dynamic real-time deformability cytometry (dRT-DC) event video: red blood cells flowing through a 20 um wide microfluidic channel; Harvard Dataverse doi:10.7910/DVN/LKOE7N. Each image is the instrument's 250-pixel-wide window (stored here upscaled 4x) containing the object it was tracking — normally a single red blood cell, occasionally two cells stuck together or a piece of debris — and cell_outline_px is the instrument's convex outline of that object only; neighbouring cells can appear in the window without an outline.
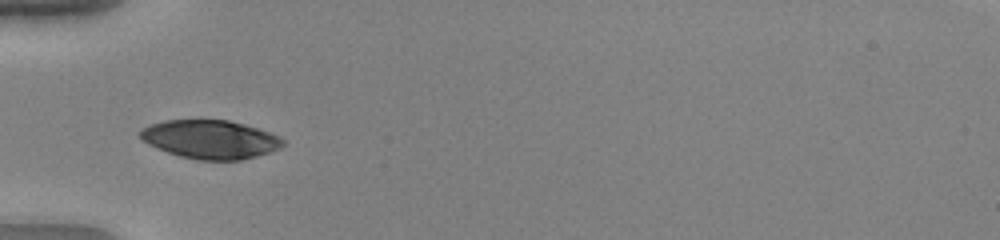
{"species": "human", "species_latin": "Homo sapiens", "temperature_condition": "warm", "stored_images_in_passage": 35, "camera_frame_rate_fps": 3000, "um_per_image_px": 0.085, "donor": {"sex": "female"}, "frame": {"image": 1, "passage_image": 1, "time_ms": 0.0, "image_size_px": [1000, 240], "cell_outline_px": [[284, 144], [280, 148], [256, 156], [240, 160], [196, 160], [180, 156], [156, 148], [148, 144], [140, 136], [140, 132], [144, 128], [152, 124], [164, 120], [228, 120], [244, 124], [280, 136], [284, 140]], "centroid_in_image_um": [17.89, 11.85], "position_along_channel_um": 67.1, "area_um2": 31.85}}
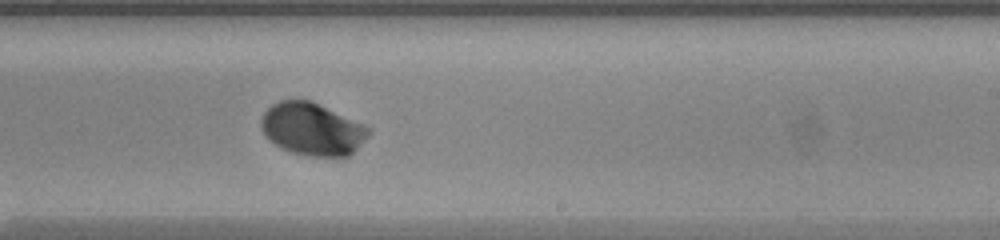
{"frame": {"image": 2, "passage_image": 16, "time_ms": 5.0, "image_size_px": [1000, 240], "cell_outline_px": [[372, 132], [348, 156], [336, 160], [312, 156], [292, 152], [280, 148], [264, 136], [260, 128], [260, 120], [264, 112], [272, 104], [280, 100], [312, 100], [364, 124], [372, 128]], "centroid_in_image_um": [26.55, 10.99], "position_along_channel_um": 262.5, "area_um2": 33.58}}
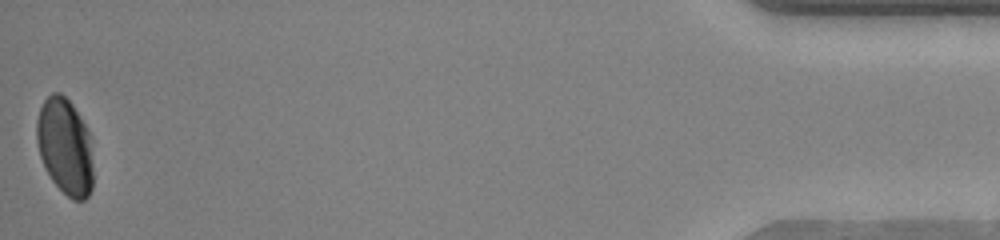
{"frame": {"image": 3, "passage_image": 35, "time_ms": 11.333, "image_size_px": [1000, 240], "cell_outline_px": [[92, 188], [88, 196], [84, 200], [72, 200], [52, 180], [40, 156], [36, 140], [36, 120], [40, 108], [44, 100], [52, 92], [60, 92], [72, 104], [84, 124], [88, 132], [92, 164]], "centroid_in_image_um": [5.51, 12.44], "position_along_channel_um": 429.7, "area_um2": 31.39}, "authors_computed_cell_mechanics": {"area_um2": 32.8304, "velocity_mm_per_s": 3.9577, "shape_relaxation_time_tau1_ms": 1.7181, "shape_relaxation_time_tau2_ms": null, "deformation_change_tau1": 0.1556, "deformation_change_tau2": null}}